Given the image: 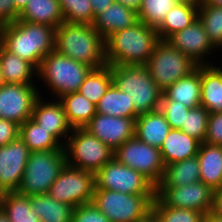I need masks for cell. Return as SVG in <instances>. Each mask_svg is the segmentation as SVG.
<instances>
[{
	"mask_svg": "<svg viewBox=\"0 0 222 222\" xmlns=\"http://www.w3.org/2000/svg\"><path fill=\"white\" fill-rule=\"evenodd\" d=\"M55 30L52 26L16 20L0 26V38L7 51L37 70L42 59L55 50Z\"/></svg>",
	"mask_w": 222,
	"mask_h": 222,
	"instance_id": "obj_1",
	"label": "cell"
},
{
	"mask_svg": "<svg viewBox=\"0 0 222 222\" xmlns=\"http://www.w3.org/2000/svg\"><path fill=\"white\" fill-rule=\"evenodd\" d=\"M156 28L138 20L132 26L118 30L105 39L107 65H146L159 42Z\"/></svg>",
	"mask_w": 222,
	"mask_h": 222,
	"instance_id": "obj_2",
	"label": "cell"
},
{
	"mask_svg": "<svg viewBox=\"0 0 222 222\" xmlns=\"http://www.w3.org/2000/svg\"><path fill=\"white\" fill-rule=\"evenodd\" d=\"M55 50L92 69L106 65L105 39L93 25L64 21L55 30Z\"/></svg>",
	"mask_w": 222,
	"mask_h": 222,
	"instance_id": "obj_3",
	"label": "cell"
},
{
	"mask_svg": "<svg viewBox=\"0 0 222 222\" xmlns=\"http://www.w3.org/2000/svg\"><path fill=\"white\" fill-rule=\"evenodd\" d=\"M91 70V67L53 50L42 59L37 69V85L42 84L43 86L38 87L40 96H42V92L44 94L48 91L49 99L58 100L66 94L78 92L80 85ZM51 93L52 95H50Z\"/></svg>",
	"mask_w": 222,
	"mask_h": 222,
	"instance_id": "obj_4",
	"label": "cell"
},
{
	"mask_svg": "<svg viewBox=\"0 0 222 222\" xmlns=\"http://www.w3.org/2000/svg\"><path fill=\"white\" fill-rule=\"evenodd\" d=\"M111 71L113 83L132 100L138 115L159 109L163 91L152 79L146 65H111Z\"/></svg>",
	"mask_w": 222,
	"mask_h": 222,
	"instance_id": "obj_5",
	"label": "cell"
},
{
	"mask_svg": "<svg viewBox=\"0 0 222 222\" xmlns=\"http://www.w3.org/2000/svg\"><path fill=\"white\" fill-rule=\"evenodd\" d=\"M65 165L64 150L30 152L18 192L28 197L47 194Z\"/></svg>",
	"mask_w": 222,
	"mask_h": 222,
	"instance_id": "obj_6",
	"label": "cell"
},
{
	"mask_svg": "<svg viewBox=\"0 0 222 222\" xmlns=\"http://www.w3.org/2000/svg\"><path fill=\"white\" fill-rule=\"evenodd\" d=\"M66 165L95 174L113 158L114 151L84 128H73L63 145Z\"/></svg>",
	"mask_w": 222,
	"mask_h": 222,
	"instance_id": "obj_7",
	"label": "cell"
},
{
	"mask_svg": "<svg viewBox=\"0 0 222 222\" xmlns=\"http://www.w3.org/2000/svg\"><path fill=\"white\" fill-rule=\"evenodd\" d=\"M156 194H125L94 189L92 202L110 222H138L150 210Z\"/></svg>",
	"mask_w": 222,
	"mask_h": 222,
	"instance_id": "obj_8",
	"label": "cell"
},
{
	"mask_svg": "<svg viewBox=\"0 0 222 222\" xmlns=\"http://www.w3.org/2000/svg\"><path fill=\"white\" fill-rule=\"evenodd\" d=\"M197 66L191 58L162 40L155 45L146 64L152 79L162 91L189 75Z\"/></svg>",
	"mask_w": 222,
	"mask_h": 222,
	"instance_id": "obj_9",
	"label": "cell"
},
{
	"mask_svg": "<svg viewBox=\"0 0 222 222\" xmlns=\"http://www.w3.org/2000/svg\"><path fill=\"white\" fill-rule=\"evenodd\" d=\"M95 189L125 194H156V186L147 177L114 157L95 173Z\"/></svg>",
	"mask_w": 222,
	"mask_h": 222,
	"instance_id": "obj_10",
	"label": "cell"
},
{
	"mask_svg": "<svg viewBox=\"0 0 222 222\" xmlns=\"http://www.w3.org/2000/svg\"><path fill=\"white\" fill-rule=\"evenodd\" d=\"M94 189L95 174L65 165L50 186L48 195L75 208L92 202Z\"/></svg>",
	"mask_w": 222,
	"mask_h": 222,
	"instance_id": "obj_11",
	"label": "cell"
},
{
	"mask_svg": "<svg viewBox=\"0 0 222 222\" xmlns=\"http://www.w3.org/2000/svg\"><path fill=\"white\" fill-rule=\"evenodd\" d=\"M113 157L123 165L142 173L155 186L163 176L165 165L159 148L142 142L136 136L119 146Z\"/></svg>",
	"mask_w": 222,
	"mask_h": 222,
	"instance_id": "obj_12",
	"label": "cell"
},
{
	"mask_svg": "<svg viewBox=\"0 0 222 222\" xmlns=\"http://www.w3.org/2000/svg\"><path fill=\"white\" fill-rule=\"evenodd\" d=\"M166 41L172 47L180 50L184 55L191 58L197 65H214L221 63L219 61L218 63L214 62V59H216V55L214 56V54L220 51L210 42L199 18L188 27L171 35Z\"/></svg>",
	"mask_w": 222,
	"mask_h": 222,
	"instance_id": "obj_13",
	"label": "cell"
},
{
	"mask_svg": "<svg viewBox=\"0 0 222 222\" xmlns=\"http://www.w3.org/2000/svg\"><path fill=\"white\" fill-rule=\"evenodd\" d=\"M40 97L37 84H4L0 87V118L18 125L31 118Z\"/></svg>",
	"mask_w": 222,
	"mask_h": 222,
	"instance_id": "obj_14",
	"label": "cell"
},
{
	"mask_svg": "<svg viewBox=\"0 0 222 222\" xmlns=\"http://www.w3.org/2000/svg\"><path fill=\"white\" fill-rule=\"evenodd\" d=\"M213 193L214 191L201 181L186 186L156 188V197L165 206L197 210L204 216L212 211Z\"/></svg>",
	"mask_w": 222,
	"mask_h": 222,
	"instance_id": "obj_15",
	"label": "cell"
},
{
	"mask_svg": "<svg viewBox=\"0 0 222 222\" xmlns=\"http://www.w3.org/2000/svg\"><path fill=\"white\" fill-rule=\"evenodd\" d=\"M30 150L18 137L5 146H0V193L18 192Z\"/></svg>",
	"mask_w": 222,
	"mask_h": 222,
	"instance_id": "obj_16",
	"label": "cell"
},
{
	"mask_svg": "<svg viewBox=\"0 0 222 222\" xmlns=\"http://www.w3.org/2000/svg\"><path fill=\"white\" fill-rule=\"evenodd\" d=\"M135 120L96 113L83 128L115 151L135 136Z\"/></svg>",
	"mask_w": 222,
	"mask_h": 222,
	"instance_id": "obj_17",
	"label": "cell"
},
{
	"mask_svg": "<svg viewBox=\"0 0 222 222\" xmlns=\"http://www.w3.org/2000/svg\"><path fill=\"white\" fill-rule=\"evenodd\" d=\"M45 95L36 100L31 118L64 145L73 128L67 121L62 104L56 99L49 100Z\"/></svg>",
	"mask_w": 222,
	"mask_h": 222,
	"instance_id": "obj_18",
	"label": "cell"
},
{
	"mask_svg": "<svg viewBox=\"0 0 222 222\" xmlns=\"http://www.w3.org/2000/svg\"><path fill=\"white\" fill-rule=\"evenodd\" d=\"M137 21L138 12L114 1L95 17L92 25L106 39L112 33L126 29Z\"/></svg>",
	"mask_w": 222,
	"mask_h": 222,
	"instance_id": "obj_19",
	"label": "cell"
},
{
	"mask_svg": "<svg viewBox=\"0 0 222 222\" xmlns=\"http://www.w3.org/2000/svg\"><path fill=\"white\" fill-rule=\"evenodd\" d=\"M201 65L189 75L180 78L174 84L167 87L162 93L161 100H173L180 102L188 108L201 106Z\"/></svg>",
	"mask_w": 222,
	"mask_h": 222,
	"instance_id": "obj_20",
	"label": "cell"
},
{
	"mask_svg": "<svg viewBox=\"0 0 222 222\" xmlns=\"http://www.w3.org/2000/svg\"><path fill=\"white\" fill-rule=\"evenodd\" d=\"M200 142L180 129H170L160 152L164 165L182 161L198 154Z\"/></svg>",
	"mask_w": 222,
	"mask_h": 222,
	"instance_id": "obj_21",
	"label": "cell"
},
{
	"mask_svg": "<svg viewBox=\"0 0 222 222\" xmlns=\"http://www.w3.org/2000/svg\"><path fill=\"white\" fill-rule=\"evenodd\" d=\"M170 129L160 109L140 114L135 120V136L142 142L159 149Z\"/></svg>",
	"mask_w": 222,
	"mask_h": 222,
	"instance_id": "obj_22",
	"label": "cell"
},
{
	"mask_svg": "<svg viewBox=\"0 0 222 222\" xmlns=\"http://www.w3.org/2000/svg\"><path fill=\"white\" fill-rule=\"evenodd\" d=\"M200 181L213 191L222 188V146L200 143L198 154Z\"/></svg>",
	"mask_w": 222,
	"mask_h": 222,
	"instance_id": "obj_23",
	"label": "cell"
},
{
	"mask_svg": "<svg viewBox=\"0 0 222 222\" xmlns=\"http://www.w3.org/2000/svg\"><path fill=\"white\" fill-rule=\"evenodd\" d=\"M200 103L209 113L222 112V63L201 65Z\"/></svg>",
	"mask_w": 222,
	"mask_h": 222,
	"instance_id": "obj_24",
	"label": "cell"
},
{
	"mask_svg": "<svg viewBox=\"0 0 222 222\" xmlns=\"http://www.w3.org/2000/svg\"><path fill=\"white\" fill-rule=\"evenodd\" d=\"M18 20L44 24L55 29L64 22L59 0H29L19 13Z\"/></svg>",
	"mask_w": 222,
	"mask_h": 222,
	"instance_id": "obj_25",
	"label": "cell"
},
{
	"mask_svg": "<svg viewBox=\"0 0 222 222\" xmlns=\"http://www.w3.org/2000/svg\"><path fill=\"white\" fill-rule=\"evenodd\" d=\"M0 67L7 84H37V70L3 46L0 49Z\"/></svg>",
	"mask_w": 222,
	"mask_h": 222,
	"instance_id": "obj_26",
	"label": "cell"
},
{
	"mask_svg": "<svg viewBox=\"0 0 222 222\" xmlns=\"http://www.w3.org/2000/svg\"><path fill=\"white\" fill-rule=\"evenodd\" d=\"M198 5L178 2L156 28L159 40L166 41L171 35L194 22L198 18Z\"/></svg>",
	"mask_w": 222,
	"mask_h": 222,
	"instance_id": "obj_27",
	"label": "cell"
},
{
	"mask_svg": "<svg viewBox=\"0 0 222 222\" xmlns=\"http://www.w3.org/2000/svg\"><path fill=\"white\" fill-rule=\"evenodd\" d=\"M200 181V168L197 156L178 161L164 168L163 176L156 188L183 186Z\"/></svg>",
	"mask_w": 222,
	"mask_h": 222,
	"instance_id": "obj_28",
	"label": "cell"
},
{
	"mask_svg": "<svg viewBox=\"0 0 222 222\" xmlns=\"http://www.w3.org/2000/svg\"><path fill=\"white\" fill-rule=\"evenodd\" d=\"M30 206L41 222H72L74 207L54 200L48 193L30 196Z\"/></svg>",
	"mask_w": 222,
	"mask_h": 222,
	"instance_id": "obj_29",
	"label": "cell"
},
{
	"mask_svg": "<svg viewBox=\"0 0 222 222\" xmlns=\"http://www.w3.org/2000/svg\"><path fill=\"white\" fill-rule=\"evenodd\" d=\"M58 101L62 104L72 128H83L97 113L96 105L79 92L66 94Z\"/></svg>",
	"mask_w": 222,
	"mask_h": 222,
	"instance_id": "obj_30",
	"label": "cell"
},
{
	"mask_svg": "<svg viewBox=\"0 0 222 222\" xmlns=\"http://www.w3.org/2000/svg\"><path fill=\"white\" fill-rule=\"evenodd\" d=\"M97 113L123 118H137L134 104L125 92H122L114 83L101 97L96 106Z\"/></svg>",
	"mask_w": 222,
	"mask_h": 222,
	"instance_id": "obj_31",
	"label": "cell"
},
{
	"mask_svg": "<svg viewBox=\"0 0 222 222\" xmlns=\"http://www.w3.org/2000/svg\"><path fill=\"white\" fill-rule=\"evenodd\" d=\"M19 137L24 141L30 152L43 150H64L63 145L32 118L20 125Z\"/></svg>",
	"mask_w": 222,
	"mask_h": 222,
	"instance_id": "obj_32",
	"label": "cell"
},
{
	"mask_svg": "<svg viewBox=\"0 0 222 222\" xmlns=\"http://www.w3.org/2000/svg\"><path fill=\"white\" fill-rule=\"evenodd\" d=\"M0 208L10 222H41L31 209L30 197L19 192L1 194Z\"/></svg>",
	"mask_w": 222,
	"mask_h": 222,
	"instance_id": "obj_33",
	"label": "cell"
},
{
	"mask_svg": "<svg viewBox=\"0 0 222 222\" xmlns=\"http://www.w3.org/2000/svg\"><path fill=\"white\" fill-rule=\"evenodd\" d=\"M113 83L111 65L92 69L80 85L78 92L97 106L101 97Z\"/></svg>",
	"mask_w": 222,
	"mask_h": 222,
	"instance_id": "obj_34",
	"label": "cell"
},
{
	"mask_svg": "<svg viewBox=\"0 0 222 222\" xmlns=\"http://www.w3.org/2000/svg\"><path fill=\"white\" fill-rule=\"evenodd\" d=\"M198 18L212 45L222 54V7L198 5ZM220 49V50H219Z\"/></svg>",
	"mask_w": 222,
	"mask_h": 222,
	"instance_id": "obj_35",
	"label": "cell"
},
{
	"mask_svg": "<svg viewBox=\"0 0 222 222\" xmlns=\"http://www.w3.org/2000/svg\"><path fill=\"white\" fill-rule=\"evenodd\" d=\"M177 3V0H142L141 8L138 11V20L157 28Z\"/></svg>",
	"mask_w": 222,
	"mask_h": 222,
	"instance_id": "obj_36",
	"label": "cell"
},
{
	"mask_svg": "<svg viewBox=\"0 0 222 222\" xmlns=\"http://www.w3.org/2000/svg\"><path fill=\"white\" fill-rule=\"evenodd\" d=\"M151 210L160 222H203L204 215L193 209L165 206L157 197L152 202Z\"/></svg>",
	"mask_w": 222,
	"mask_h": 222,
	"instance_id": "obj_37",
	"label": "cell"
},
{
	"mask_svg": "<svg viewBox=\"0 0 222 222\" xmlns=\"http://www.w3.org/2000/svg\"><path fill=\"white\" fill-rule=\"evenodd\" d=\"M65 22L92 25L95 18L90 0H59Z\"/></svg>",
	"mask_w": 222,
	"mask_h": 222,
	"instance_id": "obj_38",
	"label": "cell"
},
{
	"mask_svg": "<svg viewBox=\"0 0 222 222\" xmlns=\"http://www.w3.org/2000/svg\"><path fill=\"white\" fill-rule=\"evenodd\" d=\"M209 115L210 113L203 106L191 108L186 115L185 125H182L181 130L203 143L207 133Z\"/></svg>",
	"mask_w": 222,
	"mask_h": 222,
	"instance_id": "obj_39",
	"label": "cell"
},
{
	"mask_svg": "<svg viewBox=\"0 0 222 222\" xmlns=\"http://www.w3.org/2000/svg\"><path fill=\"white\" fill-rule=\"evenodd\" d=\"M160 111L163 113L171 129H180L185 125L186 115L190 108L173 100H161Z\"/></svg>",
	"mask_w": 222,
	"mask_h": 222,
	"instance_id": "obj_40",
	"label": "cell"
},
{
	"mask_svg": "<svg viewBox=\"0 0 222 222\" xmlns=\"http://www.w3.org/2000/svg\"><path fill=\"white\" fill-rule=\"evenodd\" d=\"M72 222H110V220L98 210L93 202H90L74 208Z\"/></svg>",
	"mask_w": 222,
	"mask_h": 222,
	"instance_id": "obj_41",
	"label": "cell"
},
{
	"mask_svg": "<svg viewBox=\"0 0 222 222\" xmlns=\"http://www.w3.org/2000/svg\"><path fill=\"white\" fill-rule=\"evenodd\" d=\"M204 142L222 146V112L210 113Z\"/></svg>",
	"mask_w": 222,
	"mask_h": 222,
	"instance_id": "obj_42",
	"label": "cell"
},
{
	"mask_svg": "<svg viewBox=\"0 0 222 222\" xmlns=\"http://www.w3.org/2000/svg\"><path fill=\"white\" fill-rule=\"evenodd\" d=\"M20 125L0 118V146H5L19 137Z\"/></svg>",
	"mask_w": 222,
	"mask_h": 222,
	"instance_id": "obj_43",
	"label": "cell"
},
{
	"mask_svg": "<svg viewBox=\"0 0 222 222\" xmlns=\"http://www.w3.org/2000/svg\"><path fill=\"white\" fill-rule=\"evenodd\" d=\"M19 12L15 8L13 0H0V26L10 24L18 20Z\"/></svg>",
	"mask_w": 222,
	"mask_h": 222,
	"instance_id": "obj_44",
	"label": "cell"
},
{
	"mask_svg": "<svg viewBox=\"0 0 222 222\" xmlns=\"http://www.w3.org/2000/svg\"><path fill=\"white\" fill-rule=\"evenodd\" d=\"M211 214L222 219V188L213 193V207Z\"/></svg>",
	"mask_w": 222,
	"mask_h": 222,
	"instance_id": "obj_45",
	"label": "cell"
},
{
	"mask_svg": "<svg viewBox=\"0 0 222 222\" xmlns=\"http://www.w3.org/2000/svg\"><path fill=\"white\" fill-rule=\"evenodd\" d=\"M115 0H90L92 5V10L94 14V18L104 11L110 4H112Z\"/></svg>",
	"mask_w": 222,
	"mask_h": 222,
	"instance_id": "obj_46",
	"label": "cell"
},
{
	"mask_svg": "<svg viewBox=\"0 0 222 222\" xmlns=\"http://www.w3.org/2000/svg\"><path fill=\"white\" fill-rule=\"evenodd\" d=\"M115 1L128 8L135 10L136 12L140 10L142 3V0H115Z\"/></svg>",
	"mask_w": 222,
	"mask_h": 222,
	"instance_id": "obj_47",
	"label": "cell"
},
{
	"mask_svg": "<svg viewBox=\"0 0 222 222\" xmlns=\"http://www.w3.org/2000/svg\"><path fill=\"white\" fill-rule=\"evenodd\" d=\"M138 222H160L156 214L150 210L141 220Z\"/></svg>",
	"mask_w": 222,
	"mask_h": 222,
	"instance_id": "obj_48",
	"label": "cell"
},
{
	"mask_svg": "<svg viewBox=\"0 0 222 222\" xmlns=\"http://www.w3.org/2000/svg\"><path fill=\"white\" fill-rule=\"evenodd\" d=\"M16 10L20 13L29 2V0H13Z\"/></svg>",
	"mask_w": 222,
	"mask_h": 222,
	"instance_id": "obj_49",
	"label": "cell"
},
{
	"mask_svg": "<svg viewBox=\"0 0 222 222\" xmlns=\"http://www.w3.org/2000/svg\"><path fill=\"white\" fill-rule=\"evenodd\" d=\"M199 5H217L222 7V0H201Z\"/></svg>",
	"mask_w": 222,
	"mask_h": 222,
	"instance_id": "obj_50",
	"label": "cell"
},
{
	"mask_svg": "<svg viewBox=\"0 0 222 222\" xmlns=\"http://www.w3.org/2000/svg\"><path fill=\"white\" fill-rule=\"evenodd\" d=\"M203 222H222V219L209 213L208 215L204 216Z\"/></svg>",
	"mask_w": 222,
	"mask_h": 222,
	"instance_id": "obj_51",
	"label": "cell"
},
{
	"mask_svg": "<svg viewBox=\"0 0 222 222\" xmlns=\"http://www.w3.org/2000/svg\"><path fill=\"white\" fill-rule=\"evenodd\" d=\"M0 222H10L6 214L0 208Z\"/></svg>",
	"mask_w": 222,
	"mask_h": 222,
	"instance_id": "obj_52",
	"label": "cell"
},
{
	"mask_svg": "<svg viewBox=\"0 0 222 222\" xmlns=\"http://www.w3.org/2000/svg\"><path fill=\"white\" fill-rule=\"evenodd\" d=\"M181 3H192V4H199L201 0H177Z\"/></svg>",
	"mask_w": 222,
	"mask_h": 222,
	"instance_id": "obj_53",
	"label": "cell"
},
{
	"mask_svg": "<svg viewBox=\"0 0 222 222\" xmlns=\"http://www.w3.org/2000/svg\"><path fill=\"white\" fill-rule=\"evenodd\" d=\"M4 84H6V83L4 81L3 72H2L1 67H0V87Z\"/></svg>",
	"mask_w": 222,
	"mask_h": 222,
	"instance_id": "obj_54",
	"label": "cell"
}]
</instances>
